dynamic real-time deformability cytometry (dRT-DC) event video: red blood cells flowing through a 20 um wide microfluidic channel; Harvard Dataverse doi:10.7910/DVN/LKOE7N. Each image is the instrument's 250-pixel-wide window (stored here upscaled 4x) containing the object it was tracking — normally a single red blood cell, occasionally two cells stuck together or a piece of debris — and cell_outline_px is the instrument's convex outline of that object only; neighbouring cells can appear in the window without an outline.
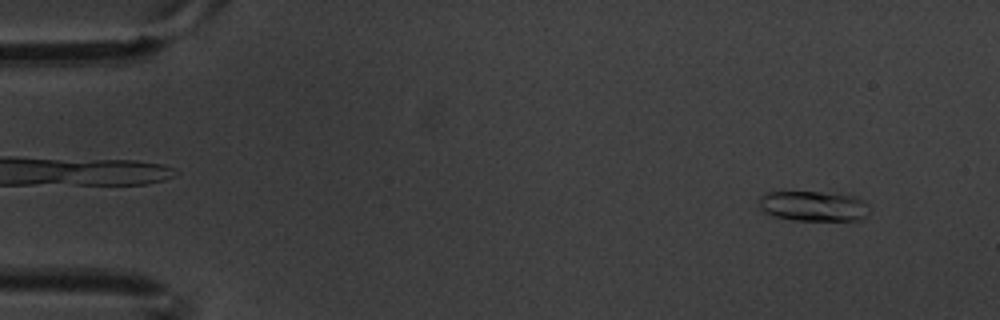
{"species": "common noctule bat (a hibernating species)", "species_latin": "Nyctalus noctula", "temperature_condition": "warm", "stored_images_in_passage": 6, "camera_frame_rate_fps": 3000, "um_per_image_px": 0.085, "animal": {"sex": "male", "body_mass_g": 20.1, "forearm_length_mm": 53.5}, "frame": {"image": 1, "passage_image": 1, "time_ms": 0.0, "image_size_px": [1000, 320], "cell_outline_px": [[868, 216], [864, 220], [792, 220], [772, 216], [764, 212], [760, 208], [760, 196], [768, 192], [820, 192], [852, 196], [868, 204]], "centroid_in_image_um": [69.14, 17.53], "position_along_channel_um": 15.9, "area_um2": 19.36}}
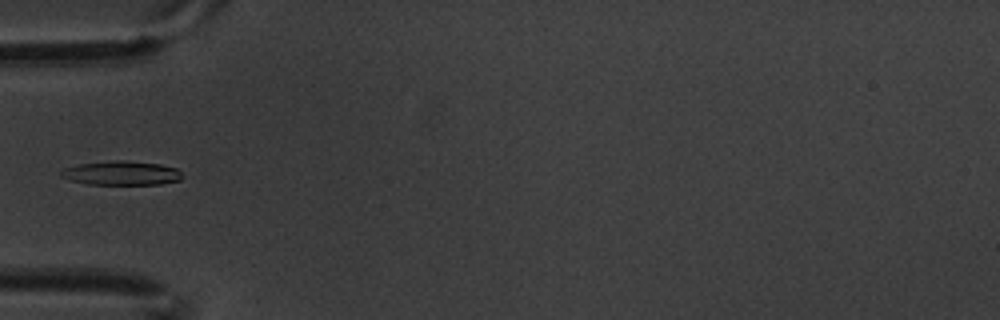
{"frame": {"image": 2, "passage_image": 5, "time_ms": 1.333, "image_size_px": [1000, 320], "cell_outline_px": [[180, 180], [160, 184], [88, 184], [68, 180], [60, 176], [60, 172], [64, 168], [80, 164], [112, 160], [128, 160], [160, 164], [176, 168], [180, 172]], "centroid_in_image_um": [10.29, 14.7], "position_along_channel_um": 74.7, "area_um2": 16.99}}
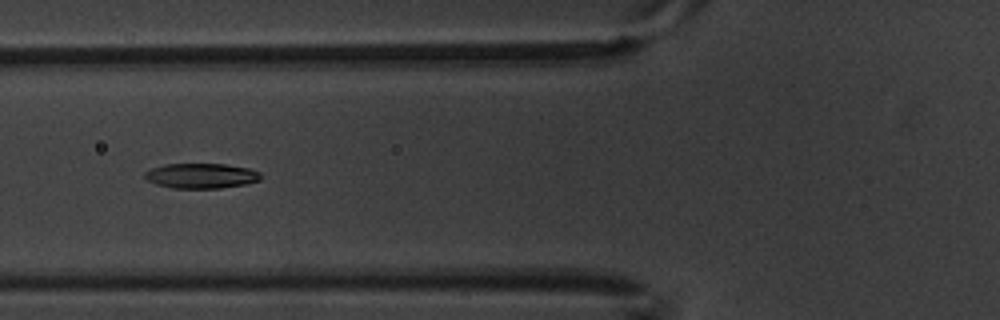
{"frame": {"image": 3, "passage_image": 6, "time_ms": 1.667, "image_size_px": [1000, 320], "cell_outline_px": [[264, 176], [260, 180], [244, 184], [220, 188], [172, 188], [156, 184], [148, 180], [144, 176], [144, 172], [152, 168], [164, 164], [224, 164], [248, 168], [260, 172]], "centroid_in_image_um": [17.12, 14.94], "position_along_channel_um": 108.7, "area_um2": 16.94}}